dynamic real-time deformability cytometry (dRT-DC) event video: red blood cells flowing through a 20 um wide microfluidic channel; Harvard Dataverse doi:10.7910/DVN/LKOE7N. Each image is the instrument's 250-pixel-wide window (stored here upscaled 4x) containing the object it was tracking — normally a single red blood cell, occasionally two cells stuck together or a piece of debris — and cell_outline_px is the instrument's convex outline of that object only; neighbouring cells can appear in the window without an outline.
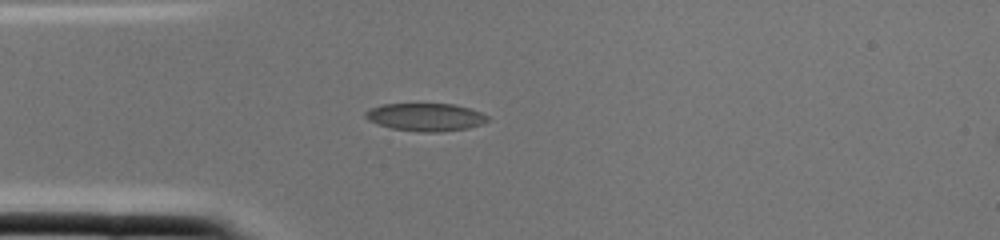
{"species": "common noctule bat (a hibernating species)", "species_latin": "Nyctalus noctula", "temperature_condition": "cold", "stored_images_in_passage": 2, "camera_frame_rate_fps": 3000, "um_per_image_px": 0.085, "animal": {"sex": "female", "body_mass_g": 22.0, "forearm_length_mm": 56.7}, "frame": {"image": 1, "passage_image": 1, "time_ms": 0.0, "image_size_px": [1000, 240], "cell_outline_px": [[492, 120], [484, 124], [468, 128], [440, 132], [420, 132], [392, 128], [376, 124], [368, 120], [364, 116], [364, 112], [372, 108], [384, 104], [452, 104], [468, 108], [480, 112], [488, 116]], "centroid_in_image_um": [36.2, 9.96], "position_along_channel_um": 48.8, "area_um2": 19.88}}